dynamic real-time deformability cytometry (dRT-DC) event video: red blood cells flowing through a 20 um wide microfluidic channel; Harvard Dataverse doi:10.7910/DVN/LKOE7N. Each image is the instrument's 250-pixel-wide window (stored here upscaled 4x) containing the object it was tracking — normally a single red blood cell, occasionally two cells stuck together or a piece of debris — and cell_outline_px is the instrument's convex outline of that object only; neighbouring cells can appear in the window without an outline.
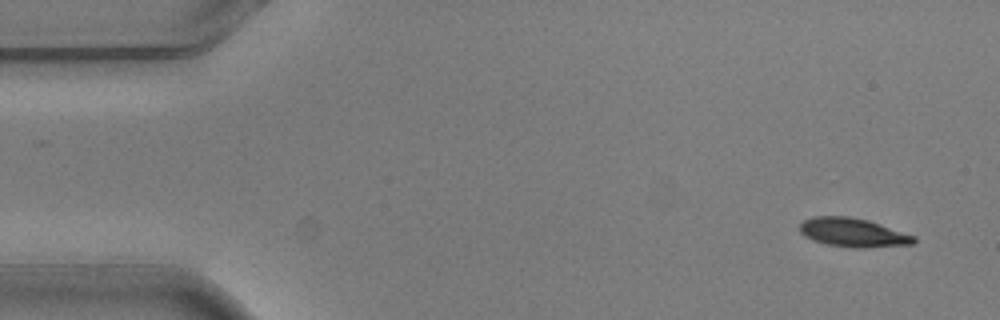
{"species": "common noctule bat (a hibernating species)", "species_latin": "Nyctalus noctula", "temperature_condition": "warm", "stored_images_in_passage": 5, "camera_frame_rate_fps": 3000, "um_per_image_px": 0.085, "animal": {"sex": "male", "body_mass_g": 20.5, "forearm_length_mm": 52.5}, "frame": {"image": 1, "passage_image": 1, "time_ms": 0.0, "image_size_px": [1000, 320], "cell_outline_px": [[916, 240], [912, 244], [864, 248], [852, 248], [828, 244], [812, 240], [804, 236], [800, 232], [800, 224], [804, 220], [812, 216], [848, 216], [868, 220], [916, 236]], "centroid_in_image_um": [72.49, 19.76], "position_along_channel_um": 12.5, "area_um2": 19.19}}
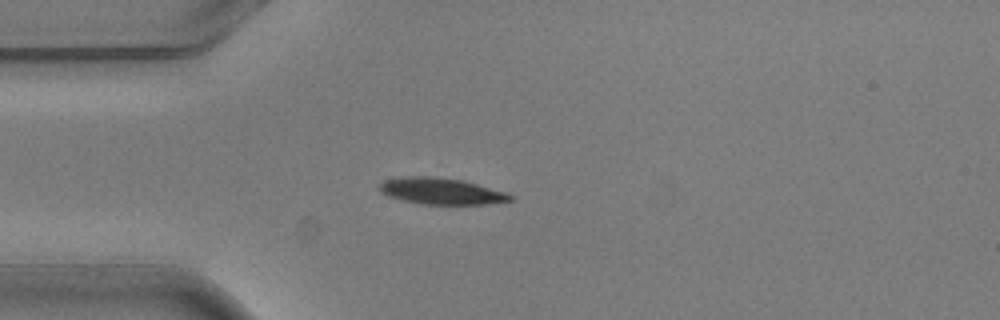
{"frame": {"image": 2, "passage_image": 4, "time_ms": 1.0, "image_size_px": [1000, 320], "cell_outline_px": [[516, 200], [488, 204], [420, 204], [388, 196], [380, 192], [376, 188], [376, 184], [384, 180], [404, 176], [432, 176], [464, 180], [504, 192], [516, 196]], "centroid_in_image_um": [37.48, 16.24], "position_along_channel_um": 47.5, "area_um2": 20.46}}